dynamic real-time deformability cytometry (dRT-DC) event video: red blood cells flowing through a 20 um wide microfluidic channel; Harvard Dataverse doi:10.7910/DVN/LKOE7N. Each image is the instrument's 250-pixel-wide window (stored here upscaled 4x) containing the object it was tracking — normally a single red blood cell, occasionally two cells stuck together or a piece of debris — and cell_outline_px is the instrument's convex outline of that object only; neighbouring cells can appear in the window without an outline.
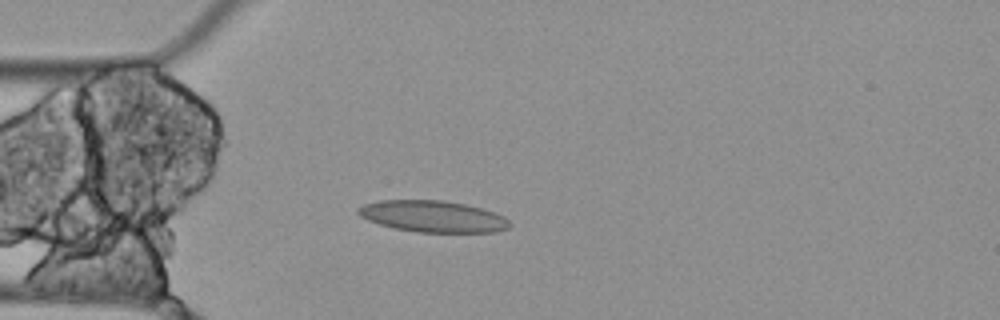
{"species": "Egyptian fruit bat (a non-hibernating species)", "species_latin": "Rousettus aegyptiacus", "temperature_condition": "cold", "stored_images_in_passage": 3, "camera_frame_rate_fps": 3000, "um_per_image_px": 0.085, "animal": {"sex": "female"}, "frame": {"image": 1, "passage_image": 3, "time_ms": 0.667, "image_size_px": [1000, 320], "cell_outline_px": [[512, 224], [508, 228], [496, 232], [416, 232], [396, 228], [380, 224], [368, 220], [360, 216], [356, 212], [356, 208], [364, 204], [380, 200], [444, 200], [464, 204], [496, 212], [504, 216]], "centroid_in_image_um": [36.8, 18.39], "position_along_channel_um": 48.2, "area_um2": 27.86}}